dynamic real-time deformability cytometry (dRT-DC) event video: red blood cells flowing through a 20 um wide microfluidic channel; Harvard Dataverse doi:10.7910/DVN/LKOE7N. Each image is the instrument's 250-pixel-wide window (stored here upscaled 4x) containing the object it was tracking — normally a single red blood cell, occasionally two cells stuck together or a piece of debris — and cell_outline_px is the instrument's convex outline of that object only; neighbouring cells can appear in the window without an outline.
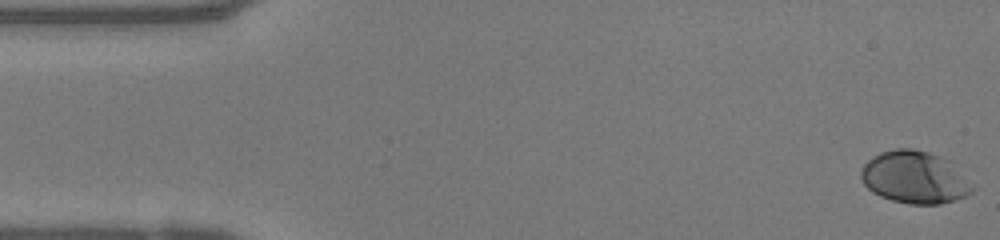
{"species": "human", "species_latin": "Homo sapiens", "temperature_condition": "warm", "stored_images_in_passage": 48, "camera_frame_rate_fps": 3000, "um_per_image_px": 0.085, "donor": {"sex": "female"}, "frame": {"image": 1, "passage_image": 1, "time_ms": 0.0, "image_size_px": [1000, 240], "cell_outline_px": [[976, 188], [972, 192], [956, 200], [940, 204], [908, 204], [892, 200], [880, 196], [872, 192], [860, 180], [860, 172], [864, 164], [872, 156], [880, 152], [896, 148], [912, 148], [928, 152], [952, 160]], "centroid_in_image_um": [77.77, 15.07], "position_along_channel_um": 7.2, "area_um2": 34.51}}
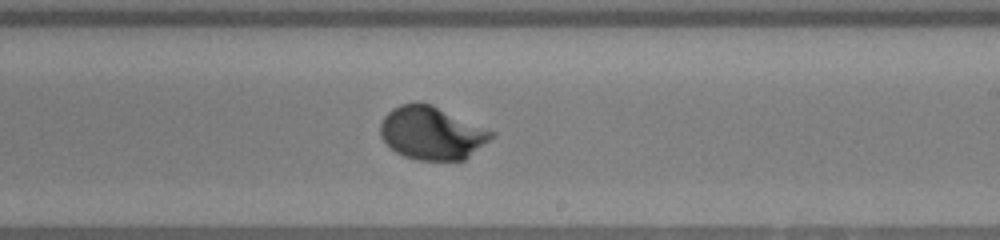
{"frame": {"image": 2, "passage_image": 28, "time_ms": 9.0, "image_size_px": [1000, 240], "cell_outline_px": [[496, 132], [488, 140], [464, 160], [416, 160], [404, 156], [396, 152], [380, 136], [380, 124], [384, 116], [392, 108], [400, 104], [416, 100], [432, 104]], "centroid_in_image_um": [36.67, 11.28], "position_along_channel_um": 252.3, "area_um2": 34.39}}
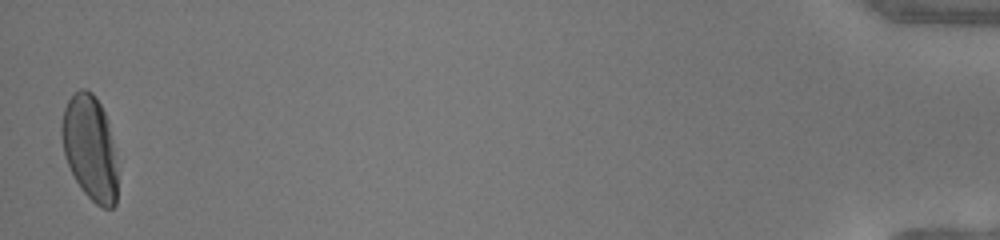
{"frame": {"image": 3, "passage_image": 48, "time_ms": 15.667, "image_size_px": [1000, 240], "cell_outline_px": [[116, 204], [112, 208], [104, 208], [96, 204], [80, 188], [64, 156], [60, 136], [60, 128], [64, 108], [68, 100], [80, 88], [84, 88], [92, 92], [100, 104], [104, 112], [112, 140], [116, 172]], "centroid_in_image_um": [7.6, 12.56], "position_along_channel_um": 427.6, "area_um2": 33.76}, "authors_computed_cell_mechanics": {"area_um2": 33.6107, "velocity_mm_per_s": 4.163, "shape_relaxation_time_tau1_ms": 2.452, "shape_relaxation_time_tau2_ms": null, "deformation_change_tau1": 0.1704, "deformation_change_tau2": null}}